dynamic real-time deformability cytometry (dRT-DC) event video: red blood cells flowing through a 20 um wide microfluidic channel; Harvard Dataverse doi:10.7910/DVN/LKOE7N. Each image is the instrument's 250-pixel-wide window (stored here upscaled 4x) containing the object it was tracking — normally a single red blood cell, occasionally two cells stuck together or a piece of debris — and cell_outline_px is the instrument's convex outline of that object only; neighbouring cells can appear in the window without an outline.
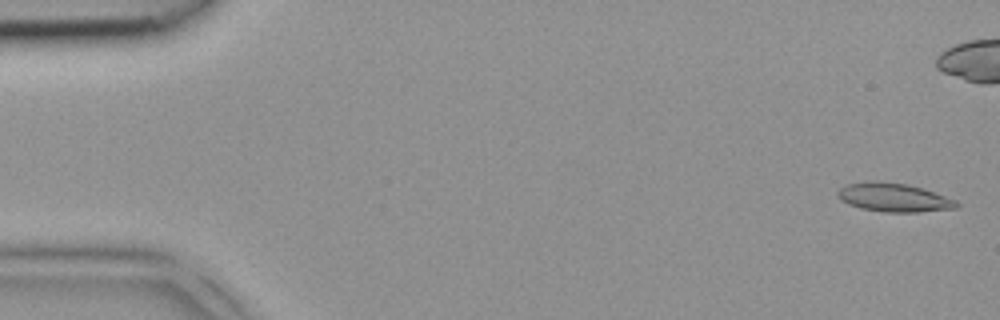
{"species": "common noctule bat (a hibernating species)", "species_latin": "Nyctalus noctula", "temperature_condition": "room temperature", "stored_images_in_passage": 5, "camera_frame_rate_fps": 3000, "um_per_image_px": 0.085, "animal": {"sex": "female", "body_mass_g": 18.4}, "frame": {"image": 1, "passage_image": 1, "time_ms": 0.0, "image_size_px": [1000, 320], "cell_outline_px": [[960, 204], [956, 208], [920, 212], [884, 212], [860, 208], [848, 204], [840, 200], [836, 196], [836, 192], [844, 184], [864, 180], [880, 180], [908, 184], [924, 188], [956, 200]], "centroid_in_image_um": [75.92, 16.76], "position_along_channel_um": 9.1, "area_um2": 20.4}}